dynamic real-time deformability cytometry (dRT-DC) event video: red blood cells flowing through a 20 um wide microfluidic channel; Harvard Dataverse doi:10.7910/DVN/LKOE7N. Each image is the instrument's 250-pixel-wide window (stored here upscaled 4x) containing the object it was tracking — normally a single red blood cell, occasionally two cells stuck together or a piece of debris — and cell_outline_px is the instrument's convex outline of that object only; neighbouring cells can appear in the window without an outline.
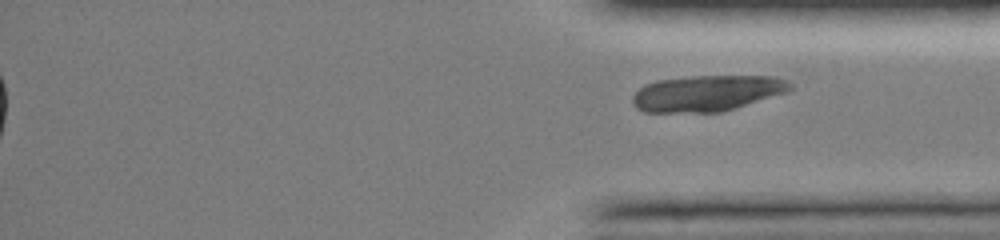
{"species": "common noctule bat (a hibernating species)", "species_latin": "Nyctalus noctula", "temperature_condition": "room temperature", "stored_images_in_passage": 36, "segment_of_instrument_passage": [2, 2], "camera_frame_rate_fps": 3000, "um_per_image_px": 0.085, "animal": {"sex": "female", "body_mass_g": 19.0, "forearm_length_mm": 51.5}, "frame": {"image": 1, "passage_image": 36, "time_ms": 15.667, "image_size_px": [1000, 240], "cell_outline_px": [[792, 88], [788, 92], [720, 112], [644, 112], [636, 108], [632, 104], [632, 96], [644, 84], [656, 80], [692, 76], [772, 76], [788, 80], [792, 84]], "centroid_in_image_um": [60.08, 7.92], "position_along_channel_um": 375.1, "area_um2": 33.12}}